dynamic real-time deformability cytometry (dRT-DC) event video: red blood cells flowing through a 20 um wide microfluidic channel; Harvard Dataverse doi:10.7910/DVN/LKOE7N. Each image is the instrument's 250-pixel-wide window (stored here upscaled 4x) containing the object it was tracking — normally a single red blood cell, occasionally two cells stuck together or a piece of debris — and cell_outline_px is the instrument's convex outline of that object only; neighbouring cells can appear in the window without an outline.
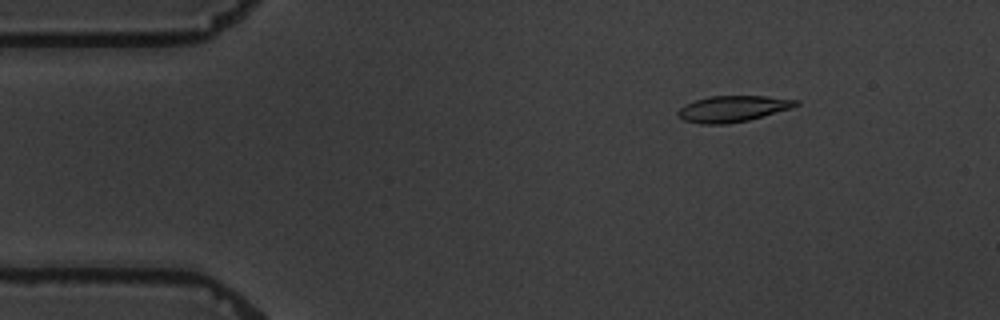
{"species": "common noctule bat (a hibernating species)", "species_latin": "Nyctalus noctula", "temperature_condition": "warm", "stored_images_in_passage": 8, "camera_frame_rate_fps": 3000, "um_per_image_px": 0.085, "animal": {"sex": "male", "body_mass_g": 19.5, "forearm_length_mm": 54.6}, "frame": {"image": 1, "passage_image": 2, "time_ms": 1.333, "image_size_px": [1000, 320], "cell_outline_px": [[800, 104], [792, 108], [748, 120], [728, 124], [700, 124], [684, 120], [676, 116], [676, 112], [684, 104], [708, 96], [764, 96], [800, 100]], "centroid_in_image_um": [62.26, 9.24], "position_along_channel_um": 22.7, "area_um2": 18.09}}
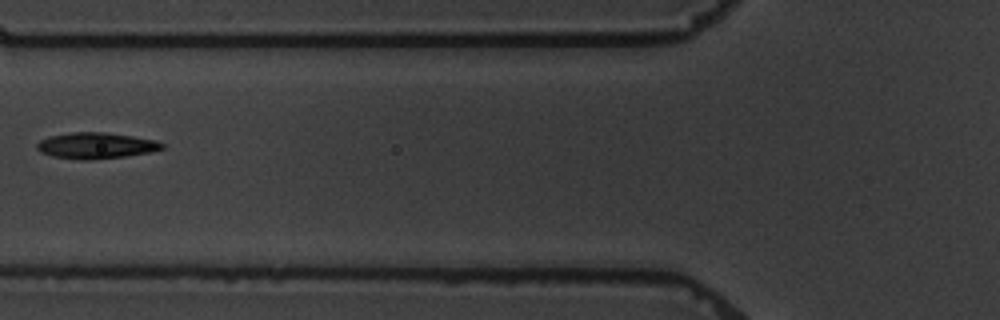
{"frame": {"image": 2, "passage_image": 6, "time_ms": 6.0, "image_size_px": [1000, 320], "cell_outline_px": [[164, 148], [152, 152], [124, 156], [92, 160], [80, 160], [52, 156], [40, 152], [36, 148], [36, 144], [40, 140], [48, 136], [72, 132], [104, 132], [132, 136], [156, 140], [164, 144]], "centroid_in_image_um": [8.14, 12.38], "position_along_channel_um": 117.7, "area_um2": 19.13}}
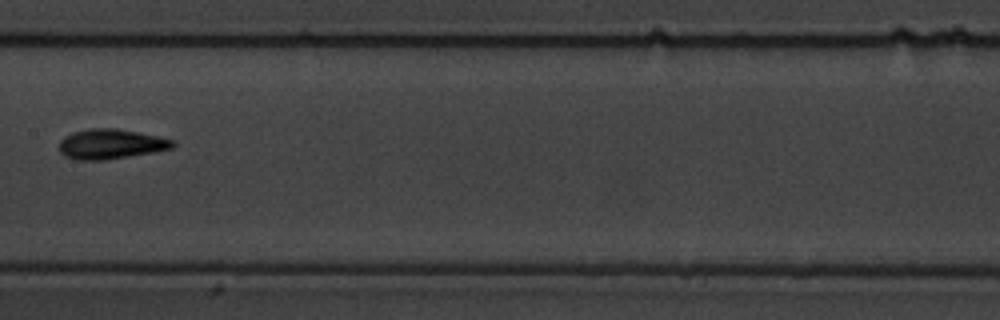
{"frame": {"image": 3, "passage_image": 8, "time_ms": 8.333, "image_size_px": [1000, 320], "cell_outline_px": [[176, 144], [172, 148], [152, 152], [104, 160], [76, 160], [64, 156], [60, 152], [60, 140], [64, 136], [72, 132], [88, 128], [116, 128], [140, 132], [176, 140]], "centroid_in_image_um": [9.41, 12.23], "position_along_channel_um": 198.0, "area_um2": 19.94}}